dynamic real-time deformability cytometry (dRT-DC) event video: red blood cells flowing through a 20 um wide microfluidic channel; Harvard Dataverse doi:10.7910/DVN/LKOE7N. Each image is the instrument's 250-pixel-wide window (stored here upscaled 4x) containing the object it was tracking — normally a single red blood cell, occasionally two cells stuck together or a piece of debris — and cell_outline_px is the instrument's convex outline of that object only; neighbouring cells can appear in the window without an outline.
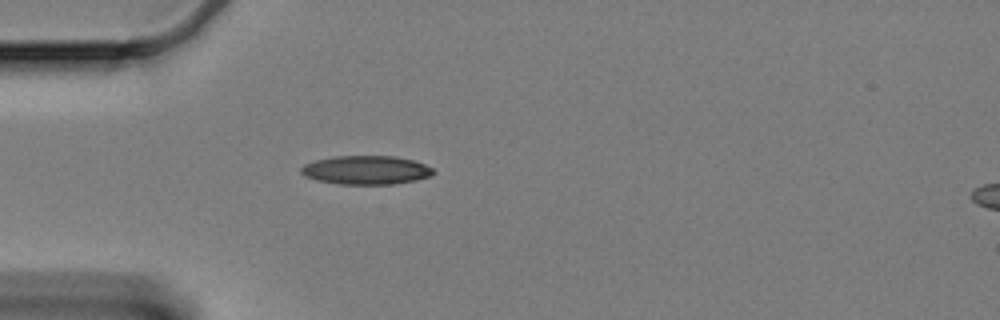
{"species": "Egyptian fruit bat (a non-hibernating species)", "species_latin": "Rousettus aegyptiacus", "temperature_condition": "cold", "stored_images_in_passage": 44, "camera_frame_rate_fps": 3000, "um_per_image_px": 0.085, "animal": {"sex": "female"}, "frame": {"image": 1, "passage_image": 1, "time_ms": 0.0, "image_size_px": [1000, 320], "cell_outline_px": [[436, 172], [428, 176], [416, 180], [392, 184], [340, 184], [316, 180], [304, 176], [300, 172], [300, 168], [304, 164], [316, 160], [336, 156], [396, 156], [412, 160], [424, 164], [432, 168]], "centroid_in_image_um": [31.09, 14.45], "position_along_channel_um": 53.9, "area_um2": 22.08}}
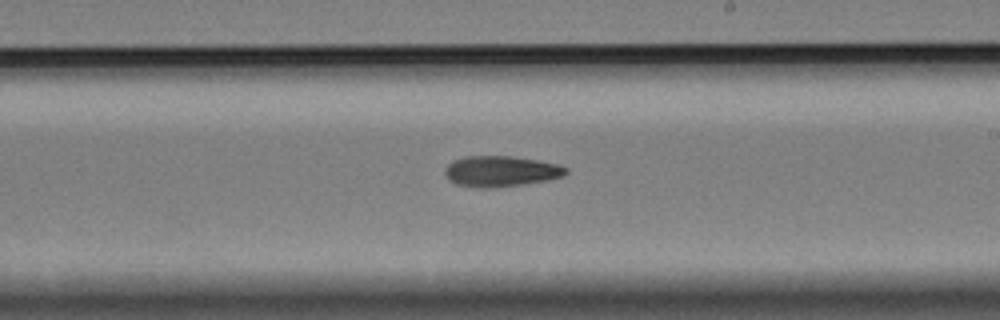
{"frame": {"image": 2, "passage_image": 19, "time_ms": 6.0, "image_size_px": [1000, 320], "cell_outline_px": [[568, 172], [564, 176], [548, 180], [496, 188], [480, 188], [456, 184], [448, 180], [444, 172], [444, 168], [452, 160], [468, 156], [512, 156], [536, 160], [556, 164], [568, 168]], "centroid_in_image_um": [42.54, 14.56], "position_along_channel_um": 246.5, "area_um2": 21.79}}
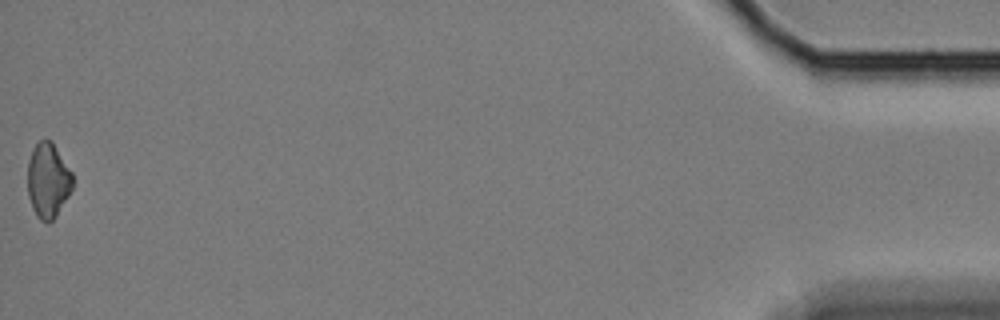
{"frame": {"image": 3, "passage_image": 44, "time_ms": 14.333, "image_size_px": [1000, 320], "cell_outline_px": [[72, 188], [68, 196], [56, 216], [48, 224], [40, 220], [36, 216], [32, 208], [28, 196], [28, 160], [36, 144], [40, 140], [52, 140], [72, 172]], "centroid_in_image_um": [4.08, 15.35], "position_along_channel_um": 431.1, "area_um2": 19.65}, "authors_computed_cell_mechanics": {"area_um2": 21.0103, "velocity_mm_per_s": 3.328, "shape_relaxation_time_tau1_ms": 4.3782, "shape_relaxation_time_tau2_ms": null, "deformation_change_tau1": 0.1164, "deformation_change_tau2": null}}